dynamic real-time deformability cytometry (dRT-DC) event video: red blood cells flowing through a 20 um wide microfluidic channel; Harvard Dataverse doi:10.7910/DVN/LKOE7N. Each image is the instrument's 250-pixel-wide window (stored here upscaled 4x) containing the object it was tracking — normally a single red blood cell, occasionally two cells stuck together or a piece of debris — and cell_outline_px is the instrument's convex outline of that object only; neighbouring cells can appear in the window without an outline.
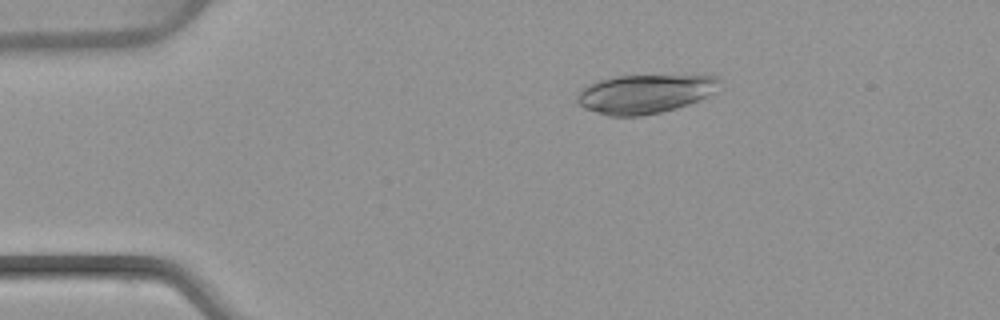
{"species": "common noctule bat (a hibernating species)", "species_latin": "Nyctalus noctula", "temperature_condition": "warm", "stored_images_in_passage": 4, "camera_frame_rate_fps": 3000, "um_per_image_px": 0.085, "animal": {"sex": "female", "body_mass_g": 22.7, "forearm_length_mm": 54.2}, "frame": {"image": 1, "passage_image": 3, "time_ms": 2.333, "image_size_px": [1000, 320], "cell_outline_px": [[724, 88], [688, 104], [676, 108], [660, 112], [640, 116], [608, 116], [584, 108], [576, 100], [576, 96], [588, 84], [596, 80], [616, 76], [716, 76], [720, 80]], "centroid_in_image_um": [54.83, 7.98], "position_along_channel_um": 30.2, "area_um2": 32.19}}